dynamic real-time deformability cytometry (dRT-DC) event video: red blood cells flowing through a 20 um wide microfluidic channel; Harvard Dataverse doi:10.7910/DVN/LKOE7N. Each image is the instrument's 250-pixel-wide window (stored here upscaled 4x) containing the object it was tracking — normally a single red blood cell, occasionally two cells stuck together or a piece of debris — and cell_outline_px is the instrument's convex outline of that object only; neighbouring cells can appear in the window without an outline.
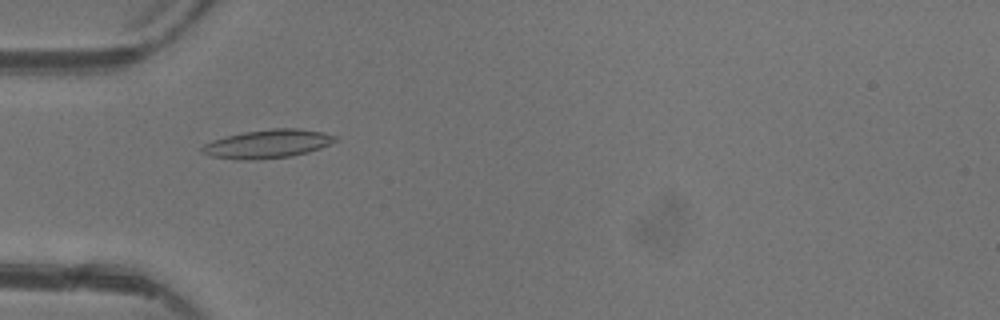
{"species": "common noctule bat (a hibernating species)", "species_latin": "Nyctalus noctula", "temperature_condition": "warm", "stored_images_in_passage": 3, "camera_frame_rate_fps": 3000, "um_per_image_px": 0.085, "animal": {"sex": "female"}, "frame": {"image": 1, "passage_image": 2, "time_ms": 2.0, "image_size_px": [1000, 320], "cell_outline_px": [[340, 136], [336, 140], [320, 148], [308, 152], [292, 156], [212, 156], [200, 152], [200, 148], [204, 144], [212, 140], [244, 132], [272, 128], [300, 128], [324, 132]], "centroid_in_image_um": [22.86, 12.15], "position_along_channel_um": 62.1, "area_um2": 20.87}}
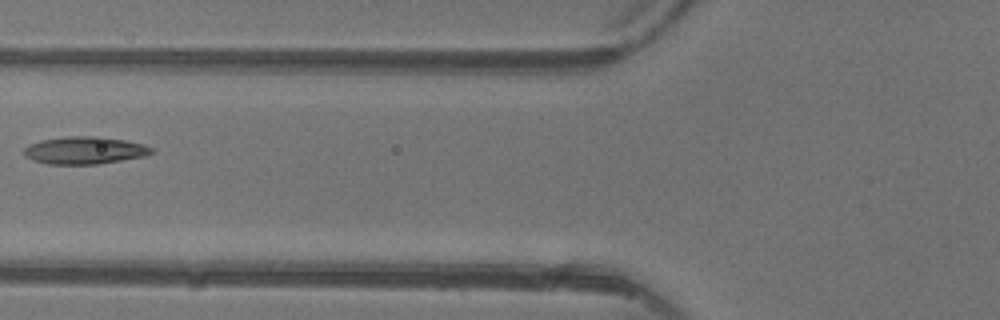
{"frame": {"image": 2, "passage_image": 3, "time_ms": 3.333, "image_size_px": [1000, 320], "cell_outline_px": [[152, 152], [144, 156], [96, 164], [48, 164], [32, 160], [24, 156], [24, 148], [28, 144], [40, 140], [64, 136], [100, 136], [124, 140], [144, 144], [152, 148]], "centroid_in_image_um": [7.14, 12.77], "position_along_channel_um": 118.7, "area_um2": 20.4}}